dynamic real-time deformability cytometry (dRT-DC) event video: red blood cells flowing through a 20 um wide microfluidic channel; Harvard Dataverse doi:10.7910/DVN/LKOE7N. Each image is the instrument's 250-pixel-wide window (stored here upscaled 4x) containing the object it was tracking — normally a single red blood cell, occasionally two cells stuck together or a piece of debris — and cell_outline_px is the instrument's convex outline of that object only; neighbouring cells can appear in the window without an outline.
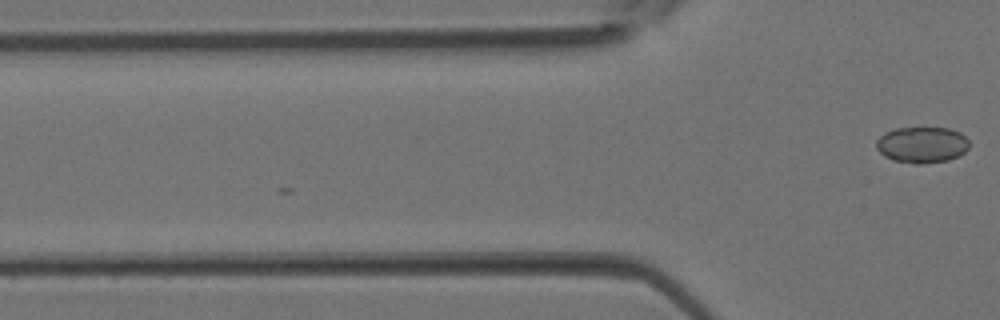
{"species": "Egyptian fruit bat (a non-hibernating species)", "species_latin": "Rousettus aegyptiacus", "temperature_condition": "room temperature", "stored_images_in_passage": 5, "camera_frame_rate_fps": 3000, "um_per_image_px": 0.085, "animal": {"sex": "female"}, "frame": {"image": 1, "passage_image": 5, "time_ms": 1.333, "image_size_px": [1000, 320], "cell_outline_px": [[968, 148], [964, 152], [948, 160], [920, 164], [912, 164], [896, 160], [884, 156], [876, 148], [876, 140], [880, 136], [896, 128], [948, 128], [960, 132], [968, 140]], "centroid_in_image_um": [78.36, 12.31], "position_along_channel_um": 47.4, "area_um2": 19.36}}